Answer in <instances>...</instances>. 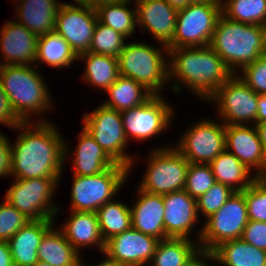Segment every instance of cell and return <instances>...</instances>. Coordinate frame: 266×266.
I'll return each mask as SVG.
<instances>
[{
    "label": "cell",
    "instance_id": "6da1fadb",
    "mask_svg": "<svg viewBox=\"0 0 266 266\" xmlns=\"http://www.w3.org/2000/svg\"><path fill=\"white\" fill-rule=\"evenodd\" d=\"M52 122H21L11 142V176L18 179L61 178L65 165V140ZM64 166V167H63Z\"/></svg>",
    "mask_w": 266,
    "mask_h": 266
},
{
    "label": "cell",
    "instance_id": "7a4b0ae2",
    "mask_svg": "<svg viewBox=\"0 0 266 266\" xmlns=\"http://www.w3.org/2000/svg\"><path fill=\"white\" fill-rule=\"evenodd\" d=\"M232 75L210 46L168 48V79L173 93H182L181 88L186 87L207 102Z\"/></svg>",
    "mask_w": 266,
    "mask_h": 266
},
{
    "label": "cell",
    "instance_id": "3957f363",
    "mask_svg": "<svg viewBox=\"0 0 266 266\" xmlns=\"http://www.w3.org/2000/svg\"><path fill=\"white\" fill-rule=\"evenodd\" d=\"M41 74L35 65L0 66L2 89L14 115L21 122H34L33 116H37V122H49L44 115L53 110L52 102L55 100L51 98L52 93Z\"/></svg>",
    "mask_w": 266,
    "mask_h": 266
},
{
    "label": "cell",
    "instance_id": "277c9868",
    "mask_svg": "<svg viewBox=\"0 0 266 266\" xmlns=\"http://www.w3.org/2000/svg\"><path fill=\"white\" fill-rule=\"evenodd\" d=\"M233 72L266 54V27L219 17L209 45Z\"/></svg>",
    "mask_w": 266,
    "mask_h": 266
},
{
    "label": "cell",
    "instance_id": "5b68a950",
    "mask_svg": "<svg viewBox=\"0 0 266 266\" xmlns=\"http://www.w3.org/2000/svg\"><path fill=\"white\" fill-rule=\"evenodd\" d=\"M117 58L119 75L134 79L153 95H164V87H170L168 48L164 44L155 47L146 41H130Z\"/></svg>",
    "mask_w": 266,
    "mask_h": 266
},
{
    "label": "cell",
    "instance_id": "8992f818",
    "mask_svg": "<svg viewBox=\"0 0 266 266\" xmlns=\"http://www.w3.org/2000/svg\"><path fill=\"white\" fill-rule=\"evenodd\" d=\"M129 174L127 166L117 163L95 175H72L69 210L96 212L102 205L114 200L113 197L115 198L117 193L121 192Z\"/></svg>",
    "mask_w": 266,
    "mask_h": 266
},
{
    "label": "cell",
    "instance_id": "52a82bcc",
    "mask_svg": "<svg viewBox=\"0 0 266 266\" xmlns=\"http://www.w3.org/2000/svg\"><path fill=\"white\" fill-rule=\"evenodd\" d=\"M4 199L30 220L57 219L59 205L53 201L61 178H12Z\"/></svg>",
    "mask_w": 266,
    "mask_h": 266
},
{
    "label": "cell",
    "instance_id": "ba28073f",
    "mask_svg": "<svg viewBox=\"0 0 266 266\" xmlns=\"http://www.w3.org/2000/svg\"><path fill=\"white\" fill-rule=\"evenodd\" d=\"M172 145L149 150L147 167L138 185L139 189L158 195L184 190L190 163Z\"/></svg>",
    "mask_w": 266,
    "mask_h": 266
},
{
    "label": "cell",
    "instance_id": "9c48e42d",
    "mask_svg": "<svg viewBox=\"0 0 266 266\" xmlns=\"http://www.w3.org/2000/svg\"><path fill=\"white\" fill-rule=\"evenodd\" d=\"M247 204L242 192H235L226 203L201 224L194 234L203 251L212 252L221 243L240 239L247 225Z\"/></svg>",
    "mask_w": 266,
    "mask_h": 266
},
{
    "label": "cell",
    "instance_id": "30bf717a",
    "mask_svg": "<svg viewBox=\"0 0 266 266\" xmlns=\"http://www.w3.org/2000/svg\"><path fill=\"white\" fill-rule=\"evenodd\" d=\"M85 128L102 149L116 162L132 171L136 157L129 155L128 139L125 135L121 113L100 104L91 112H85L82 118Z\"/></svg>",
    "mask_w": 266,
    "mask_h": 266
},
{
    "label": "cell",
    "instance_id": "8fae6325",
    "mask_svg": "<svg viewBox=\"0 0 266 266\" xmlns=\"http://www.w3.org/2000/svg\"><path fill=\"white\" fill-rule=\"evenodd\" d=\"M222 4L190 3L179 9L175 33L167 48L209 46L222 14Z\"/></svg>",
    "mask_w": 266,
    "mask_h": 266
},
{
    "label": "cell",
    "instance_id": "7c38bea8",
    "mask_svg": "<svg viewBox=\"0 0 266 266\" xmlns=\"http://www.w3.org/2000/svg\"><path fill=\"white\" fill-rule=\"evenodd\" d=\"M258 97L259 94L233 74L207 102L216 103L218 119L225 125H255Z\"/></svg>",
    "mask_w": 266,
    "mask_h": 266
},
{
    "label": "cell",
    "instance_id": "4fadbf2b",
    "mask_svg": "<svg viewBox=\"0 0 266 266\" xmlns=\"http://www.w3.org/2000/svg\"><path fill=\"white\" fill-rule=\"evenodd\" d=\"M164 97L152 95L143 104L120 112L128 142L131 139L142 143L167 132L176 114Z\"/></svg>",
    "mask_w": 266,
    "mask_h": 266
},
{
    "label": "cell",
    "instance_id": "5bb4252c",
    "mask_svg": "<svg viewBox=\"0 0 266 266\" xmlns=\"http://www.w3.org/2000/svg\"><path fill=\"white\" fill-rule=\"evenodd\" d=\"M215 120L201 118L195 121L173 145L189 163L210 164L226 149V125Z\"/></svg>",
    "mask_w": 266,
    "mask_h": 266
},
{
    "label": "cell",
    "instance_id": "9a60e30c",
    "mask_svg": "<svg viewBox=\"0 0 266 266\" xmlns=\"http://www.w3.org/2000/svg\"><path fill=\"white\" fill-rule=\"evenodd\" d=\"M62 3L57 11L54 32L63 37L78 57L89 52L98 21L95 7L76 1Z\"/></svg>",
    "mask_w": 266,
    "mask_h": 266
},
{
    "label": "cell",
    "instance_id": "2e32d148",
    "mask_svg": "<svg viewBox=\"0 0 266 266\" xmlns=\"http://www.w3.org/2000/svg\"><path fill=\"white\" fill-rule=\"evenodd\" d=\"M225 140L228 152L257 177H266V151L255 125H226Z\"/></svg>",
    "mask_w": 266,
    "mask_h": 266
},
{
    "label": "cell",
    "instance_id": "e0dca14e",
    "mask_svg": "<svg viewBox=\"0 0 266 266\" xmlns=\"http://www.w3.org/2000/svg\"><path fill=\"white\" fill-rule=\"evenodd\" d=\"M159 240L133 227L105 242L104 253L125 266L149 265Z\"/></svg>",
    "mask_w": 266,
    "mask_h": 266
},
{
    "label": "cell",
    "instance_id": "ac0fdd59",
    "mask_svg": "<svg viewBox=\"0 0 266 266\" xmlns=\"http://www.w3.org/2000/svg\"><path fill=\"white\" fill-rule=\"evenodd\" d=\"M0 29V66L34 65L38 36L15 20H7Z\"/></svg>",
    "mask_w": 266,
    "mask_h": 266
},
{
    "label": "cell",
    "instance_id": "d6986e66",
    "mask_svg": "<svg viewBox=\"0 0 266 266\" xmlns=\"http://www.w3.org/2000/svg\"><path fill=\"white\" fill-rule=\"evenodd\" d=\"M137 25L141 32H149L159 44L167 46L175 33L178 10L165 0H134Z\"/></svg>",
    "mask_w": 266,
    "mask_h": 266
},
{
    "label": "cell",
    "instance_id": "ffe728a7",
    "mask_svg": "<svg viewBox=\"0 0 266 266\" xmlns=\"http://www.w3.org/2000/svg\"><path fill=\"white\" fill-rule=\"evenodd\" d=\"M165 238L192 240V232L199 222L196 199L185 190L163 195ZM194 229V230H193ZM192 237H191V236Z\"/></svg>",
    "mask_w": 266,
    "mask_h": 266
},
{
    "label": "cell",
    "instance_id": "44dd1931",
    "mask_svg": "<svg viewBox=\"0 0 266 266\" xmlns=\"http://www.w3.org/2000/svg\"><path fill=\"white\" fill-rule=\"evenodd\" d=\"M77 139V146L74 148V154L72 155H70V151L72 153L73 151L70 150V146L68 147L65 141V164L66 159L70 157L73 168L72 175L91 176L104 172L117 164L85 128L82 127Z\"/></svg>",
    "mask_w": 266,
    "mask_h": 266
},
{
    "label": "cell",
    "instance_id": "7402d4cb",
    "mask_svg": "<svg viewBox=\"0 0 266 266\" xmlns=\"http://www.w3.org/2000/svg\"><path fill=\"white\" fill-rule=\"evenodd\" d=\"M137 199L130 205L132 227L146 235L165 238L163 195L151 194L137 187Z\"/></svg>",
    "mask_w": 266,
    "mask_h": 266
},
{
    "label": "cell",
    "instance_id": "603a6c76",
    "mask_svg": "<svg viewBox=\"0 0 266 266\" xmlns=\"http://www.w3.org/2000/svg\"><path fill=\"white\" fill-rule=\"evenodd\" d=\"M58 229L81 255L87 247H96L100 254L104 253L105 241L100 233L96 212L71 211L69 218Z\"/></svg>",
    "mask_w": 266,
    "mask_h": 266
},
{
    "label": "cell",
    "instance_id": "cb8c5ba5",
    "mask_svg": "<svg viewBox=\"0 0 266 266\" xmlns=\"http://www.w3.org/2000/svg\"><path fill=\"white\" fill-rule=\"evenodd\" d=\"M55 219L31 220L8 241L14 266H34L38 261L37 249L44 234Z\"/></svg>",
    "mask_w": 266,
    "mask_h": 266
},
{
    "label": "cell",
    "instance_id": "d4e9b609",
    "mask_svg": "<svg viewBox=\"0 0 266 266\" xmlns=\"http://www.w3.org/2000/svg\"><path fill=\"white\" fill-rule=\"evenodd\" d=\"M18 2L15 5L16 22L24 25L37 36L54 32L56 14L62 4L61 1L20 0Z\"/></svg>",
    "mask_w": 266,
    "mask_h": 266
},
{
    "label": "cell",
    "instance_id": "484cf974",
    "mask_svg": "<svg viewBox=\"0 0 266 266\" xmlns=\"http://www.w3.org/2000/svg\"><path fill=\"white\" fill-rule=\"evenodd\" d=\"M53 225L42 237L37 249L38 260L51 266H81V254Z\"/></svg>",
    "mask_w": 266,
    "mask_h": 266
},
{
    "label": "cell",
    "instance_id": "4316f807",
    "mask_svg": "<svg viewBox=\"0 0 266 266\" xmlns=\"http://www.w3.org/2000/svg\"><path fill=\"white\" fill-rule=\"evenodd\" d=\"M216 182L231 187L236 192L244 191L258 177L226 149L210 164Z\"/></svg>",
    "mask_w": 266,
    "mask_h": 266
},
{
    "label": "cell",
    "instance_id": "83f0119b",
    "mask_svg": "<svg viewBox=\"0 0 266 266\" xmlns=\"http://www.w3.org/2000/svg\"><path fill=\"white\" fill-rule=\"evenodd\" d=\"M79 61L85 64L82 80L99 90L106 92L120 76L116 57L87 52L78 56Z\"/></svg>",
    "mask_w": 266,
    "mask_h": 266
},
{
    "label": "cell",
    "instance_id": "f1b7e54d",
    "mask_svg": "<svg viewBox=\"0 0 266 266\" xmlns=\"http://www.w3.org/2000/svg\"><path fill=\"white\" fill-rule=\"evenodd\" d=\"M134 0H115L99 4L95 7L98 21L119 32L127 39L132 38L137 28L136 6H128Z\"/></svg>",
    "mask_w": 266,
    "mask_h": 266
},
{
    "label": "cell",
    "instance_id": "f546056e",
    "mask_svg": "<svg viewBox=\"0 0 266 266\" xmlns=\"http://www.w3.org/2000/svg\"><path fill=\"white\" fill-rule=\"evenodd\" d=\"M214 262L231 266H266V251L242 238L221 243L213 251Z\"/></svg>",
    "mask_w": 266,
    "mask_h": 266
},
{
    "label": "cell",
    "instance_id": "4dcf8cb0",
    "mask_svg": "<svg viewBox=\"0 0 266 266\" xmlns=\"http://www.w3.org/2000/svg\"><path fill=\"white\" fill-rule=\"evenodd\" d=\"M200 251L199 242L196 240L167 237L159 240L149 264L150 266H185Z\"/></svg>",
    "mask_w": 266,
    "mask_h": 266
},
{
    "label": "cell",
    "instance_id": "1f68e13d",
    "mask_svg": "<svg viewBox=\"0 0 266 266\" xmlns=\"http://www.w3.org/2000/svg\"><path fill=\"white\" fill-rule=\"evenodd\" d=\"M78 61L68 42L55 32L38 36L35 66L45 63L53 68H69ZM38 62V63H37ZM37 63V64H36ZM72 65V66H71Z\"/></svg>",
    "mask_w": 266,
    "mask_h": 266
},
{
    "label": "cell",
    "instance_id": "d6a6232c",
    "mask_svg": "<svg viewBox=\"0 0 266 266\" xmlns=\"http://www.w3.org/2000/svg\"><path fill=\"white\" fill-rule=\"evenodd\" d=\"M105 93L109 99L102 104L119 112L139 106L153 95L142 84L123 76H119Z\"/></svg>",
    "mask_w": 266,
    "mask_h": 266
},
{
    "label": "cell",
    "instance_id": "836d02e7",
    "mask_svg": "<svg viewBox=\"0 0 266 266\" xmlns=\"http://www.w3.org/2000/svg\"><path fill=\"white\" fill-rule=\"evenodd\" d=\"M100 233L106 242L115 235L132 227L130 206L122 201L114 200L105 203L97 211Z\"/></svg>",
    "mask_w": 266,
    "mask_h": 266
},
{
    "label": "cell",
    "instance_id": "e575fe53",
    "mask_svg": "<svg viewBox=\"0 0 266 266\" xmlns=\"http://www.w3.org/2000/svg\"><path fill=\"white\" fill-rule=\"evenodd\" d=\"M221 6L228 19L266 27V0H223Z\"/></svg>",
    "mask_w": 266,
    "mask_h": 266
},
{
    "label": "cell",
    "instance_id": "d590c367",
    "mask_svg": "<svg viewBox=\"0 0 266 266\" xmlns=\"http://www.w3.org/2000/svg\"><path fill=\"white\" fill-rule=\"evenodd\" d=\"M126 39L111 27L97 21L89 52L117 58L124 49Z\"/></svg>",
    "mask_w": 266,
    "mask_h": 266
},
{
    "label": "cell",
    "instance_id": "8d00e7d4",
    "mask_svg": "<svg viewBox=\"0 0 266 266\" xmlns=\"http://www.w3.org/2000/svg\"><path fill=\"white\" fill-rule=\"evenodd\" d=\"M214 178L211 166L202 163H190L184 190L194 199H198L205 194L214 184Z\"/></svg>",
    "mask_w": 266,
    "mask_h": 266
},
{
    "label": "cell",
    "instance_id": "74e56055",
    "mask_svg": "<svg viewBox=\"0 0 266 266\" xmlns=\"http://www.w3.org/2000/svg\"><path fill=\"white\" fill-rule=\"evenodd\" d=\"M235 192L231 187L216 182L205 194L196 200L199 219L201 216L205 221L213 213L217 212Z\"/></svg>",
    "mask_w": 266,
    "mask_h": 266
},
{
    "label": "cell",
    "instance_id": "f35d334b",
    "mask_svg": "<svg viewBox=\"0 0 266 266\" xmlns=\"http://www.w3.org/2000/svg\"><path fill=\"white\" fill-rule=\"evenodd\" d=\"M242 194L247 204L248 219L266 222V177H258Z\"/></svg>",
    "mask_w": 266,
    "mask_h": 266
},
{
    "label": "cell",
    "instance_id": "ab89813d",
    "mask_svg": "<svg viewBox=\"0 0 266 266\" xmlns=\"http://www.w3.org/2000/svg\"><path fill=\"white\" fill-rule=\"evenodd\" d=\"M0 203V241H9L30 219L5 199Z\"/></svg>",
    "mask_w": 266,
    "mask_h": 266
},
{
    "label": "cell",
    "instance_id": "60d3db41",
    "mask_svg": "<svg viewBox=\"0 0 266 266\" xmlns=\"http://www.w3.org/2000/svg\"><path fill=\"white\" fill-rule=\"evenodd\" d=\"M236 75L255 93L266 95V54L244 66Z\"/></svg>",
    "mask_w": 266,
    "mask_h": 266
},
{
    "label": "cell",
    "instance_id": "b9f144b4",
    "mask_svg": "<svg viewBox=\"0 0 266 266\" xmlns=\"http://www.w3.org/2000/svg\"><path fill=\"white\" fill-rule=\"evenodd\" d=\"M241 238L245 242L266 251V222L249 220Z\"/></svg>",
    "mask_w": 266,
    "mask_h": 266
},
{
    "label": "cell",
    "instance_id": "7bdbcfd3",
    "mask_svg": "<svg viewBox=\"0 0 266 266\" xmlns=\"http://www.w3.org/2000/svg\"><path fill=\"white\" fill-rule=\"evenodd\" d=\"M12 148L9 138L0 131V178L11 176Z\"/></svg>",
    "mask_w": 266,
    "mask_h": 266
},
{
    "label": "cell",
    "instance_id": "ee69618b",
    "mask_svg": "<svg viewBox=\"0 0 266 266\" xmlns=\"http://www.w3.org/2000/svg\"><path fill=\"white\" fill-rule=\"evenodd\" d=\"M21 121L14 115L0 83V124L13 130Z\"/></svg>",
    "mask_w": 266,
    "mask_h": 266
},
{
    "label": "cell",
    "instance_id": "f6af8a7d",
    "mask_svg": "<svg viewBox=\"0 0 266 266\" xmlns=\"http://www.w3.org/2000/svg\"><path fill=\"white\" fill-rule=\"evenodd\" d=\"M211 262L214 264L213 253L201 250L185 266H213Z\"/></svg>",
    "mask_w": 266,
    "mask_h": 266
},
{
    "label": "cell",
    "instance_id": "bcb514c9",
    "mask_svg": "<svg viewBox=\"0 0 266 266\" xmlns=\"http://www.w3.org/2000/svg\"><path fill=\"white\" fill-rule=\"evenodd\" d=\"M0 266H14L7 241H0Z\"/></svg>",
    "mask_w": 266,
    "mask_h": 266
},
{
    "label": "cell",
    "instance_id": "7dc6e473",
    "mask_svg": "<svg viewBox=\"0 0 266 266\" xmlns=\"http://www.w3.org/2000/svg\"><path fill=\"white\" fill-rule=\"evenodd\" d=\"M257 123H266V95L258 97Z\"/></svg>",
    "mask_w": 266,
    "mask_h": 266
},
{
    "label": "cell",
    "instance_id": "c3c4849f",
    "mask_svg": "<svg viewBox=\"0 0 266 266\" xmlns=\"http://www.w3.org/2000/svg\"><path fill=\"white\" fill-rule=\"evenodd\" d=\"M104 256H105L104 260L102 258V260L100 262H98L97 264L93 263L91 266H125L123 264H120L116 260L109 258L106 254H104ZM84 261L85 260L82 258L81 266H90L88 264L86 265V263Z\"/></svg>",
    "mask_w": 266,
    "mask_h": 266
},
{
    "label": "cell",
    "instance_id": "681fc988",
    "mask_svg": "<svg viewBox=\"0 0 266 266\" xmlns=\"http://www.w3.org/2000/svg\"><path fill=\"white\" fill-rule=\"evenodd\" d=\"M255 126L258 130L263 148L266 151V123H256Z\"/></svg>",
    "mask_w": 266,
    "mask_h": 266
},
{
    "label": "cell",
    "instance_id": "f907efd6",
    "mask_svg": "<svg viewBox=\"0 0 266 266\" xmlns=\"http://www.w3.org/2000/svg\"><path fill=\"white\" fill-rule=\"evenodd\" d=\"M169 5L173 6L177 10L185 8L191 2L189 0H165Z\"/></svg>",
    "mask_w": 266,
    "mask_h": 266
},
{
    "label": "cell",
    "instance_id": "816d5d0a",
    "mask_svg": "<svg viewBox=\"0 0 266 266\" xmlns=\"http://www.w3.org/2000/svg\"><path fill=\"white\" fill-rule=\"evenodd\" d=\"M82 4H86L88 6L96 7L99 4L113 2L115 0H73Z\"/></svg>",
    "mask_w": 266,
    "mask_h": 266
},
{
    "label": "cell",
    "instance_id": "f5cc1de1",
    "mask_svg": "<svg viewBox=\"0 0 266 266\" xmlns=\"http://www.w3.org/2000/svg\"><path fill=\"white\" fill-rule=\"evenodd\" d=\"M191 3H216L222 4L223 0H189Z\"/></svg>",
    "mask_w": 266,
    "mask_h": 266
},
{
    "label": "cell",
    "instance_id": "db71d44e",
    "mask_svg": "<svg viewBox=\"0 0 266 266\" xmlns=\"http://www.w3.org/2000/svg\"><path fill=\"white\" fill-rule=\"evenodd\" d=\"M34 266H51L50 264H48L47 262L44 261H37Z\"/></svg>",
    "mask_w": 266,
    "mask_h": 266
}]
</instances>
